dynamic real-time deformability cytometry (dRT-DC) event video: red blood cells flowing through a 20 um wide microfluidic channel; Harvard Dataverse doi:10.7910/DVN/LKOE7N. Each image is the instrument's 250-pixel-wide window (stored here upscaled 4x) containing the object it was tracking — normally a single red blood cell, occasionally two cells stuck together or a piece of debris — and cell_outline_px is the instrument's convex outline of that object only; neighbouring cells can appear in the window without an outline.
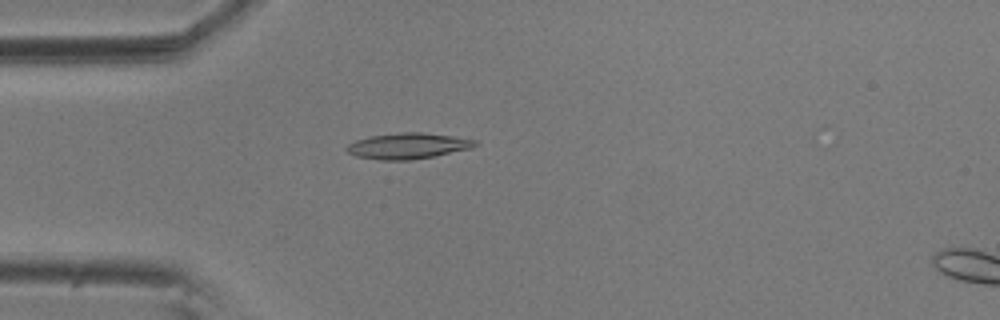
{"species": "common noctule bat (a hibernating species)", "species_latin": "Nyctalus noctula", "temperature_condition": "room temperature", "stored_images_in_passage": 52, "camera_frame_rate_fps": 3000, "um_per_image_px": 0.085, "animal": {"sex": "male", "body_mass_g": 20.5, "forearm_length_mm": 52.5}, "frame": {"image": 1, "passage_image": 15, "time_ms": 4.667, "image_size_px": [1000, 320], "cell_outline_px": [[480, 144], [472, 148], [412, 160], [380, 160], [356, 156], [348, 152], [344, 148], [348, 144], [356, 140], [368, 136], [400, 132], [420, 132], [452, 136], [476, 140]], "centroid_in_image_um": [34.65, 12.4], "position_along_channel_um": 50.3, "area_um2": 19.36}}
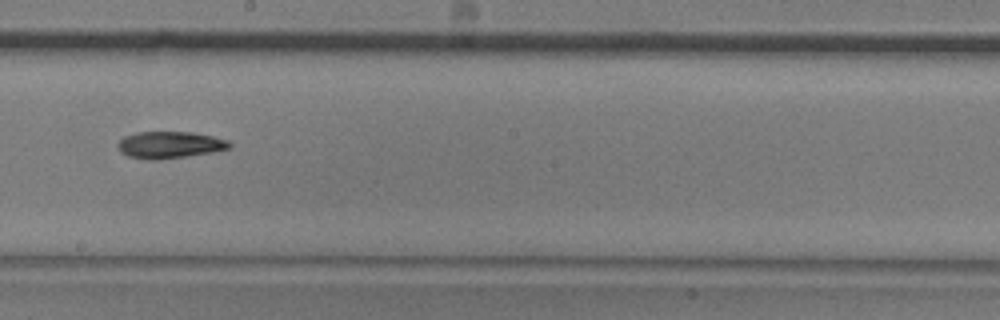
{"frame": {"image": 2, "passage_image": 31, "time_ms": 10.0, "image_size_px": [1000, 320], "cell_outline_px": [[232, 148], [212, 152], [188, 156], [160, 160], [144, 160], [128, 156], [120, 152], [116, 144], [124, 136], [136, 132], [192, 132], [212, 136], [228, 140], [232, 144]], "centroid_in_image_um": [14.41, 12.32], "position_along_channel_um": 233.8, "area_um2": 17.74}}
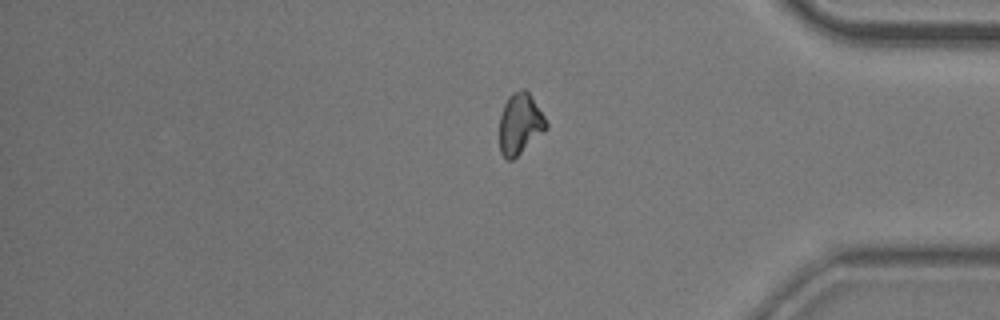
{"frame": {"image": 3, "passage_image": 46, "time_ms": 15.0, "image_size_px": [1000, 320], "cell_outline_px": [[548, 128], [512, 160], [504, 160], [500, 152], [500, 116], [504, 104], [508, 96], [512, 92], [524, 88], [528, 92], [544, 116], [548, 124]], "centroid_in_image_um": [44.18, 10.53], "position_along_channel_um": 391.0, "area_um2": 16.53}}